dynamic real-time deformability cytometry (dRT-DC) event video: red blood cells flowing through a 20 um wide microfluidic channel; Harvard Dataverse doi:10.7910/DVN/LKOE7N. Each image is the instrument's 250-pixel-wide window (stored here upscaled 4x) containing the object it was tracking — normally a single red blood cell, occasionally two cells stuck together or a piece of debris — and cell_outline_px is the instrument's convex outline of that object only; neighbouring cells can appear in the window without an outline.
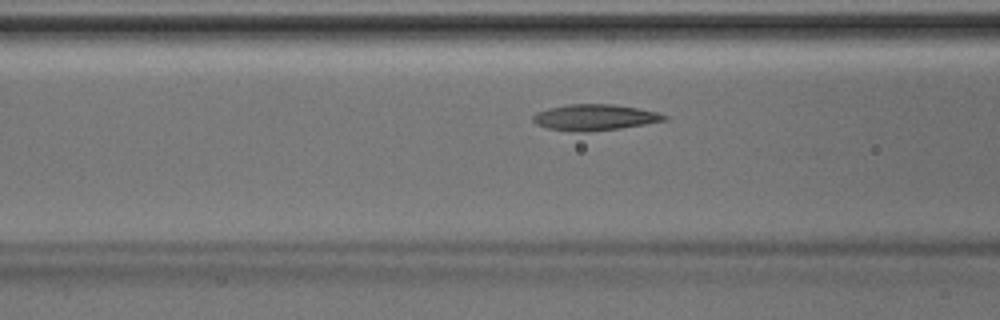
{"species": "Egyptian fruit bat (a non-hibernating species)", "species_latin": "Rousettus aegyptiacus", "temperature_condition": "room temperature", "stored_images_in_passage": 37, "camera_frame_rate_fps": 3000, "um_per_image_px": 0.085, "animal": {"sex": "male"}, "frame": {"image": 1, "passage_image": 14, "time_ms": 4.333, "image_size_px": [1000, 320], "cell_outline_px": [[668, 120], [620, 128], [588, 132], [576, 132], [548, 128], [536, 124], [532, 120], [532, 116], [536, 112], [548, 108], [568, 104], [612, 104], [640, 108], [656, 112], [668, 116]], "centroid_in_image_um": [50.54, 9.97], "position_along_channel_um": 116.1, "area_um2": 20.0}}
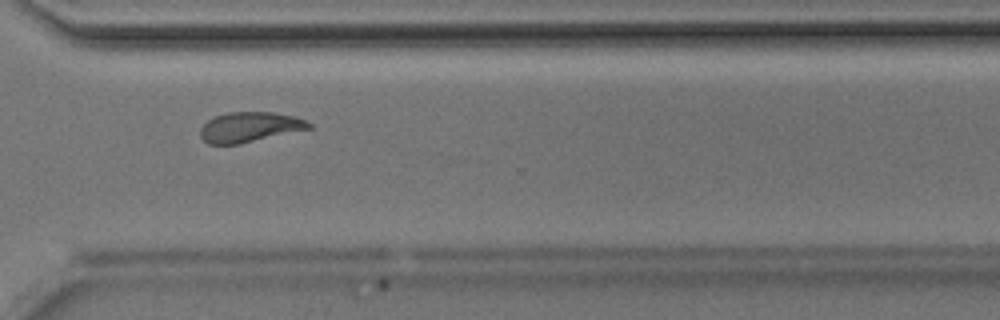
{"frame": {"image": 2, "passage_image": 30, "time_ms": 9.667, "image_size_px": [1000, 320], "cell_outline_px": [[312, 128], [240, 144], [208, 144], [200, 136], [200, 128], [208, 120], [216, 116], [228, 112], [272, 112], [296, 116], [308, 120], [312, 124]], "centroid_in_image_um": [21.25, 10.8], "position_along_channel_um": 349.3, "area_um2": 19.13}}
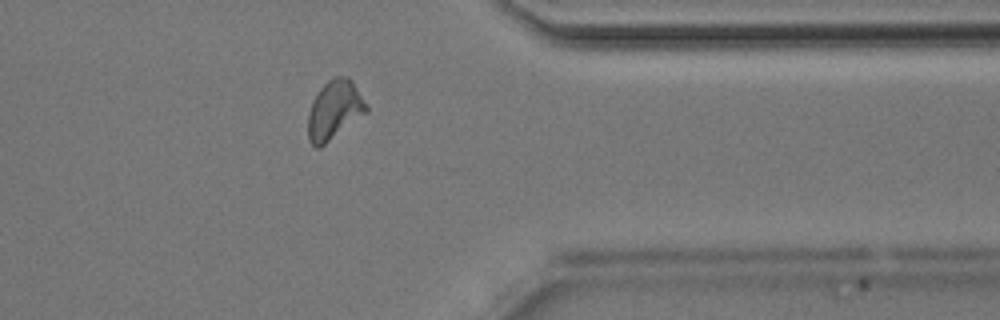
{"frame": {"image": 3, "passage_image": 33, "time_ms": 10.667, "image_size_px": [1000, 320], "cell_outline_px": [[368, 112], [320, 148], [316, 148], [308, 140], [308, 112], [312, 100], [320, 88], [328, 80], [336, 76], [348, 76], [352, 80], [368, 104]], "centroid_in_image_um": [28.43, 9.34], "position_along_channel_um": 383.0, "area_um2": 20.35}}